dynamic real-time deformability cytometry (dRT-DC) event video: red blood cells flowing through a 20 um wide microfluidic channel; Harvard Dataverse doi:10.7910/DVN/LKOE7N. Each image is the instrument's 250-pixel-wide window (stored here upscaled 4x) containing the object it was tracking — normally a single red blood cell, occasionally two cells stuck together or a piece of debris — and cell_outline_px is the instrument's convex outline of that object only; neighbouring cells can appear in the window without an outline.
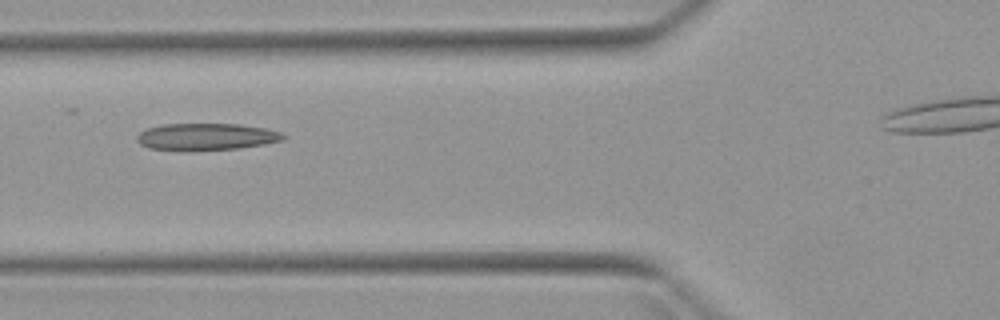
{"species": "Egyptian fruit bat (a non-hibernating species)", "species_latin": "Rousettus aegyptiacus", "temperature_condition": "warm", "stored_images_in_passage": 5, "camera_frame_rate_fps": 3000, "um_per_image_px": 0.085, "animal": {"sex": "female"}, "frame": {"image": 1, "passage_image": 5, "time_ms": 4.667, "image_size_px": [1000, 320], "cell_outline_px": [[288, 136], [284, 140], [264, 144], [240, 148], [148, 148], [140, 144], [136, 140], [136, 136], [140, 132], [148, 128], [164, 124], [240, 124], [264, 128], [280, 132]], "centroid_in_image_um": [17.59, 11.58], "position_along_channel_um": 108.2, "area_um2": 22.08}}